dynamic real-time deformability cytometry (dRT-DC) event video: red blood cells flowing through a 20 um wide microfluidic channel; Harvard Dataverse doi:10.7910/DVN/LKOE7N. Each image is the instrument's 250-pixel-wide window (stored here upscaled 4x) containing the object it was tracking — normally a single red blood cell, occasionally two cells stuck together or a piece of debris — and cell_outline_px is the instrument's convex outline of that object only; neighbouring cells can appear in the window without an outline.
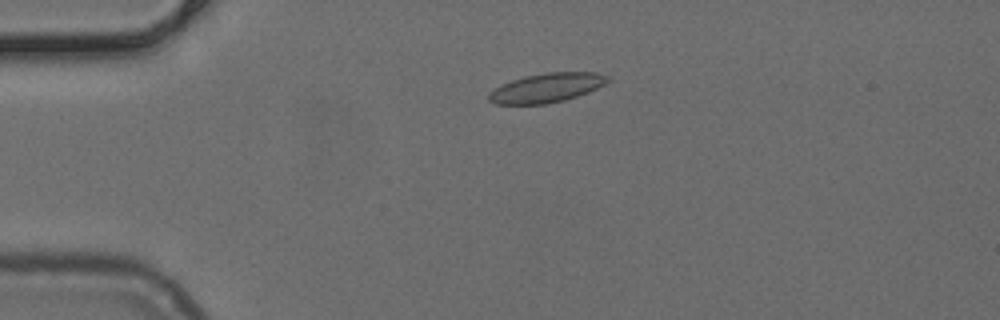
{"species": "common noctule bat (a hibernating species)", "species_latin": "Nyctalus noctula", "temperature_condition": "cold", "stored_images_in_passage": 51, "camera_frame_rate_fps": 3000, "um_per_image_px": 0.085, "animal": {"sex": "female", "body_mass_g": 24.6, "forearm_length_mm": 56.2}, "frame": {"image": 1, "passage_image": 11, "time_ms": 3.333, "image_size_px": [1000, 320], "cell_outline_px": [[612, 80], [588, 92], [564, 100], [544, 104], [496, 104], [488, 100], [488, 92], [512, 80], [524, 76], [548, 72], [596, 72], [608, 76]], "centroid_in_image_um": [46.47, 7.46], "position_along_channel_um": 38.5, "area_um2": 20.11}}
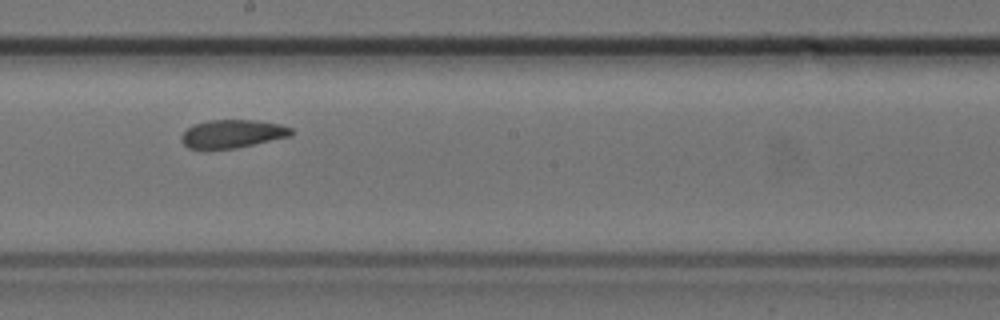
{"frame": {"image": 2, "passage_image": 28, "time_ms": 9.0, "image_size_px": [1000, 320], "cell_outline_px": [[296, 132], [292, 136], [236, 148], [188, 148], [180, 140], [180, 136], [192, 124], [208, 120], [256, 120], [280, 124], [292, 128]], "centroid_in_image_um": [19.79, 11.36], "position_along_channel_um": 228.4, "area_um2": 18.15}}
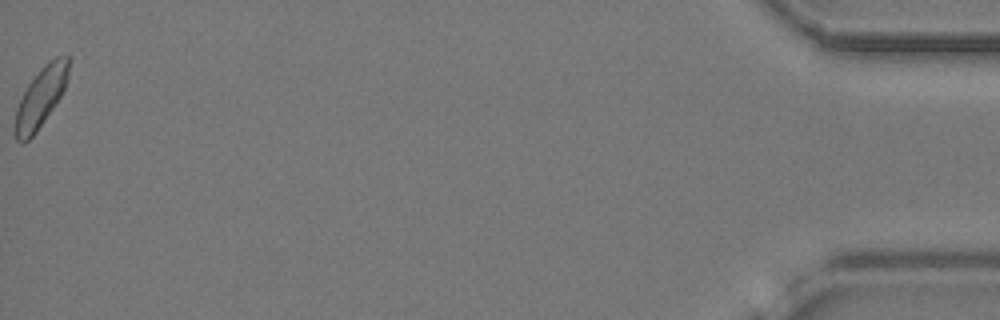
{"frame": {"image": 3, "passage_image": 51, "time_ms": 16.667, "image_size_px": [1000, 320], "cell_outline_px": [[72, 56], [68, 76], [64, 88], [56, 104], [36, 132], [24, 144], [20, 144], [16, 140], [12, 132], [12, 128], [16, 108], [28, 84], [44, 64], [48, 60], [56, 56]], "centroid_in_image_um": [3.44, 8.3], "position_along_channel_um": 431.8, "area_um2": 19.13}}